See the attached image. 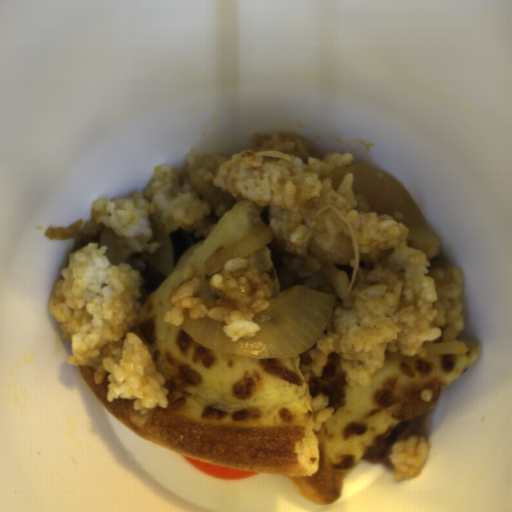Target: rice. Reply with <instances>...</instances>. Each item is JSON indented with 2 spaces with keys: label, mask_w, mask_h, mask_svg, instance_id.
I'll list each match as a JSON object with an SVG mask.
<instances>
[{
  "label": "rice",
  "mask_w": 512,
  "mask_h": 512,
  "mask_svg": "<svg viewBox=\"0 0 512 512\" xmlns=\"http://www.w3.org/2000/svg\"><path fill=\"white\" fill-rule=\"evenodd\" d=\"M250 149L231 158L221 153L188 154L184 171L163 163L143 190L113 201L98 198L90 220L123 236L135 251L154 253L150 215L168 236L179 228L204 237L228 210L211 207L184 180L196 173L234 200L269 206L272 241L280 242L302 268L318 272L322 263L308 256V244L333 247L340 232L350 236L355 259L340 270L335 291L340 305L309 348L311 371L323 375L335 351L348 385L367 387L385 364L386 352L428 356L427 344L458 342L466 329L462 314L464 283L451 267L427 269L440 255L438 245L409 239V229L388 214L370 212L366 196L354 194L351 152L322 157L302 137L286 132L254 134Z\"/></svg>",
  "instance_id": "rice-1"
},
{
  "label": "rice",
  "mask_w": 512,
  "mask_h": 512,
  "mask_svg": "<svg viewBox=\"0 0 512 512\" xmlns=\"http://www.w3.org/2000/svg\"><path fill=\"white\" fill-rule=\"evenodd\" d=\"M105 246L86 244L68 253L69 263L56 281L48 304L59 322L61 338L71 342L65 361L92 367L100 384L108 372L107 402L134 400L133 410L168 407L164 375L149 347L133 331L142 307L140 271L128 263H109Z\"/></svg>",
  "instance_id": "rice-2"
},
{
  "label": "rice",
  "mask_w": 512,
  "mask_h": 512,
  "mask_svg": "<svg viewBox=\"0 0 512 512\" xmlns=\"http://www.w3.org/2000/svg\"><path fill=\"white\" fill-rule=\"evenodd\" d=\"M182 279V282L174 284L167 298L168 304H173V307L163 314L164 322L180 327L188 308L191 319L209 317L224 321V334L233 343L240 338L254 337L257 331H261L260 324L253 321V316L270 307L274 290L270 276L260 272L258 266H247V260L233 257L211 275L210 292L219 298L214 304L223 305L211 310L203 303L205 298L196 296L201 281L194 277L191 265L184 266Z\"/></svg>",
  "instance_id": "rice-3"
},
{
  "label": "rice",
  "mask_w": 512,
  "mask_h": 512,
  "mask_svg": "<svg viewBox=\"0 0 512 512\" xmlns=\"http://www.w3.org/2000/svg\"><path fill=\"white\" fill-rule=\"evenodd\" d=\"M430 445L428 436L410 435L406 440L395 442L388 457L393 467V478L405 480L420 477Z\"/></svg>",
  "instance_id": "rice-4"
},
{
  "label": "rice",
  "mask_w": 512,
  "mask_h": 512,
  "mask_svg": "<svg viewBox=\"0 0 512 512\" xmlns=\"http://www.w3.org/2000/svg\"><path fill=\"white\" fill-rule=\"evenodd\" d=\"M329 405V396L328 393H319L312 400L313 414L312 420L314 426L312 428L313 432H317L322 426L323 422L330 419L333 416L334 408L328 407Z\"/></svg>",
  "instance_id": "rice-5"
},
{
  "label": "rice",
  "mask_w": 512,
  "mask_h": 512,
  "mask_svg": "<svg viewBox=\"0 0 512 512\" xmlns=\"http://www.w3.org/2000/svg\"><path fill=\"white\" fill-rule=\"evenodd\" d=\"M433 398V391H431L430 389H424L422 390L421 394H420V399H422L423 401H429Z\"/></svg>",
  "instance_id": "rice-6"
}]
</instances>
